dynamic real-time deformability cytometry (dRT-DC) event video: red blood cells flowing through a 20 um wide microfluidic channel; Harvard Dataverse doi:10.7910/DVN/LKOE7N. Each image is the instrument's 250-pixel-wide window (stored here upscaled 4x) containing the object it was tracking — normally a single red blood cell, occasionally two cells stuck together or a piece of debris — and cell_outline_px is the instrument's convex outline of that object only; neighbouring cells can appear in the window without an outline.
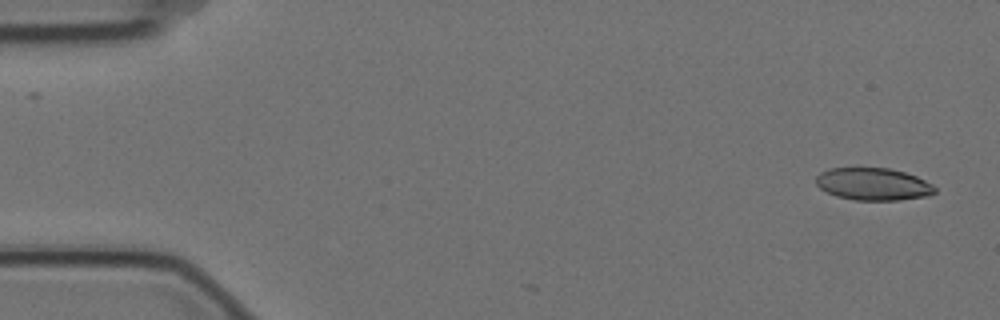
{"species": "Egyptian fruit bat (a non-hibernating species)", "species_latin": "Rousettus aegyptiacus", "temperature_condition": "cold", "stored_images_in_passage": 3, "camera_frame_rate_fps": 3000, "um_per_image_px": 0.085, "animal": {"sex": "female"}, "frame": {"image": 1, "passage_image": 1, "time_ms": 0.0, "image_size_px": [1000, 320], "cell_outline_px": [[936, 192], [932, 196], [900, 200], [856, 200], [836, 196], [820, 188], [816, 184], [816, 176], [820, 172], [828, 168], [888, 168], [904, 172], [916, 176], [932, 184], [936, 188]], "centroid_in_image_um": [74.24, 15.65], "position_along_channel_um": 10.8, "area_um2": 22.54}}